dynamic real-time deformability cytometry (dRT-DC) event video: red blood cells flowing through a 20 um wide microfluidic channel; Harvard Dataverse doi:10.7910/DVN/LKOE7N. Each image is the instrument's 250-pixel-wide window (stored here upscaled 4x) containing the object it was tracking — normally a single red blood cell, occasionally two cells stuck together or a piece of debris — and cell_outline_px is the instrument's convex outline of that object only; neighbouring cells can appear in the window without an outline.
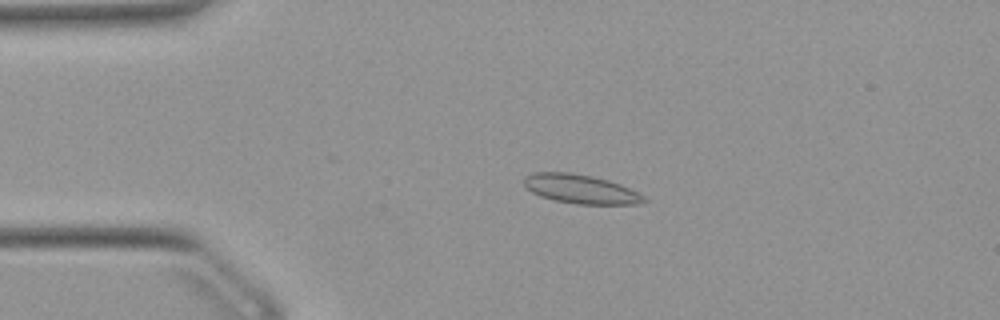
{"species": "Egyptian fruit bat (a non-hibernating species)", "species_latin": "Rousettus aegyptiacus", "temperature_condition": "warm", "stored_images_in_passage": 47, "camera_frame_rate_fps": 3000, "um_per_image_px": 0.085, "animal": {"sex": "female"}, "frame": {"image": 1, "passage_image": 6, "time_ms": 1.667, "image_size_px": [1000, 320], "cell_outline_px": [[648, 200], [640, 204], [576, 204], [552, 200], [540, 196], [532, 192], [524, 184], [524, 176], [532, 172], [572, 172], [592, 176], [608, 180], [620, 184], [644, 196]], "centroid_in_image_um": [49.33, 16.07], "position_along_channel_um": 35.7, "area_um2": 20.35}}
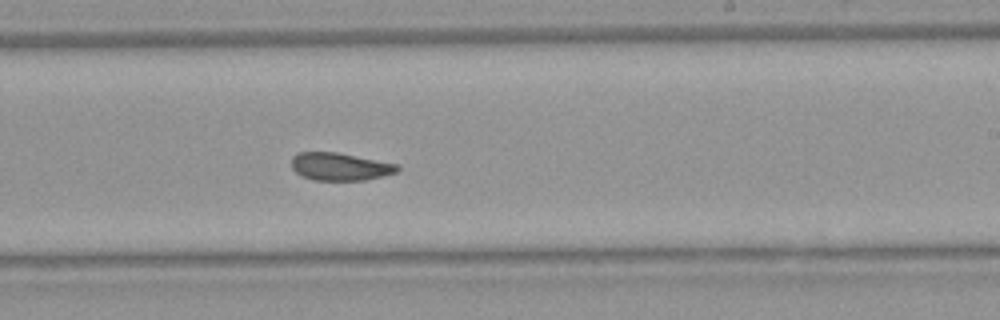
{"frame": {"image": 2, "passage_image": 26, "time_ms": 8.333, "image_size_px": [1000, 320], "cell_outline_px": [[400, 168], [396, 172], [384, 176], [364, 180], [312, 180], [296, 172], [292, 168], [292, 156], [296, 152], [336, 152], [396, 164]], "centroid_in_image_um": [28.87, 14.16], "position_along_channel_um": 260.1, "area_um2": 16.94}}
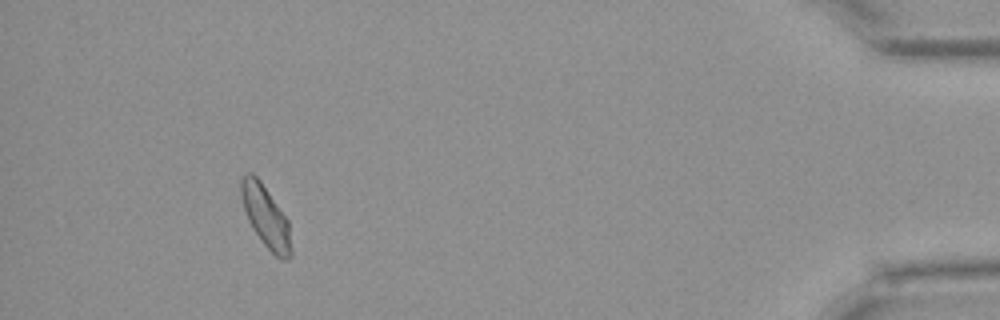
{"frame": {"image": 3, "passage_image": 43, "time_ms": 14.0, "image_size_px": [1000, 320], "cell_outline_px": [[292, 256], [288, 260], [280, 260], [264, 244], [252, 228], [248, 220], [240, 196], [240, 180], [248, 172], [252, 172], [260, 180], [288, 220], [292, 248]], "centroid_in_image_um": [22.6, 18.43], "position_along_channel_um": 412.6, "area_um2": 18.03}, "authors_computed_cell_mechanics": {"area_um2": 18.0914, "velocity_mm_per_s": 3.8919, "shape_relaxation_time_tau1_ms": null, "shape_relaxation_time_tau2_ms": 1.5161, "deformation_change_tau1": null, "deformation_change_tau2": 0.0597}}